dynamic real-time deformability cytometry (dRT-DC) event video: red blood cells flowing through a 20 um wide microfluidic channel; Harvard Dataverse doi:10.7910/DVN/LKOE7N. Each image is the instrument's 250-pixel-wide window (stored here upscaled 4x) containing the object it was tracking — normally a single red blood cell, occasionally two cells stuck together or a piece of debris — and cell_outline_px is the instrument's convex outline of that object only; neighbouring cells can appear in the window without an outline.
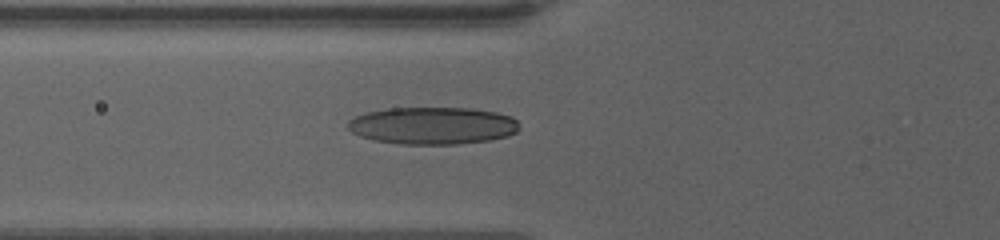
{"species": "human", "species_latin": "Homo sapiens", "temperature_condition": "warm", "stored_images_in_passage": 20, "camera_frame_rate_fps": 3000, "um_per_image_px": 0.085, "donor": {"sex": "female"}, "frame": {"image": 1, "passage_image": 7, "time_ms": 2.667, "image_size_px": [1000, 240], "cell_outline_px": [[520, 128], [516, 132], [508, 136], [488, 140], [456, 144], [400, 144], [376, 140], [360, 136], [352, 132], [348, 128], [348, 120], [356, 116], [368, 112], [388, 108], [472, 108], [496, 112], [512, 116], [516, 120]], "centroid_in_image_um": [36.8, 10.67], "position_along_channel_um": 89.0, "area_um2": 37.22}}
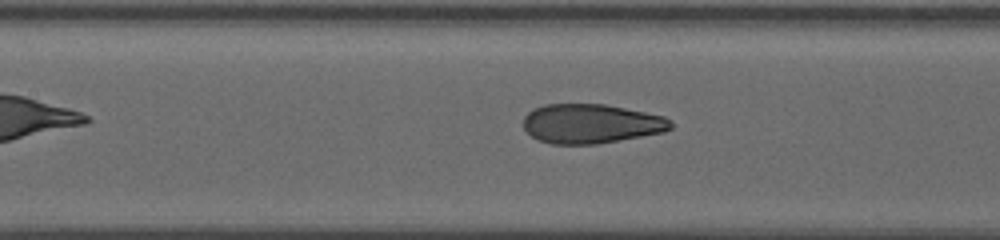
{"frame": {"image": 2, "passage_image": 12, "time_ms": 4.667, "image_size_px": [1000, 240], "cell_outline_px": [[672, 128], [664, 132], [596, 144], [552, 144], [540, 140], [532, 136], [524, 128], [524, 116], [528, 112], [544, 104], [604, 104], [664, 116], [672, 120]], "centroid_in_image_um": [50.25, 10.51], "position_along_channel_um": 157.2, "area_um2": 33.64}}
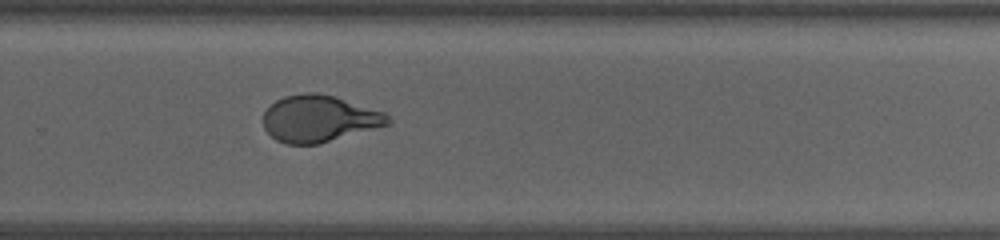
{"frame": {"image": 3, "passage_image": 19, "time_ms": 9.0, "image_size_px": [1000, 240], "cell_outline_px": [[392, 124], [316, 144], [288, 144], [276, 140], [264, 128], [264, 112], [276, 100], [284, 96], [304, 92], [316, 92], [336, 96], [384, 112], [392, 120]], "centroid_in_image_um": [27.14, 10.07], "position_along_channel_um": 302.7, "area_um2": 33.87}}